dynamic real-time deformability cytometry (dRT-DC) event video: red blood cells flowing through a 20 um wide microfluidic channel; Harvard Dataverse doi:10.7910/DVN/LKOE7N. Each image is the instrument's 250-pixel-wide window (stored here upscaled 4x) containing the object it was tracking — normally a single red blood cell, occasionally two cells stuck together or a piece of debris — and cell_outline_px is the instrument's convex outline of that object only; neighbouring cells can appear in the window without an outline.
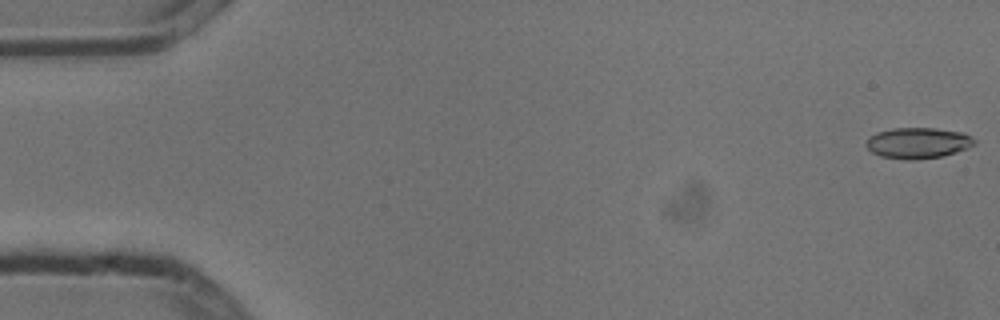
{"species": "common noctule bat (a hibernating species)", "species_latin": "Nyctalus noctula", "temperature_condition": "cold", "stored_images_in_passage": 5, "camera_frame_rate_fps": 3000, "um_per_image_px": 0.085, "animal": {"sex": "male", "body_mass_g": 13.3}, "frame": {"image": 1, "passage_image": 1, "time_ms": 0.0, "image_size_px": [1000, 320], "cell_outline_px": [[976, 144], [968, 148], [944, 156], [916, 160], [904, 160], [880, 156], [872, 152], [864, 144], [868, 136], [876, 132], [892, 128], [932, 128], [964, 132], [976, 140]], "centroid_in_image_um": [78.01, 12.16], "position_along_channel_um": 7.0, "area_um2": 19.83}}
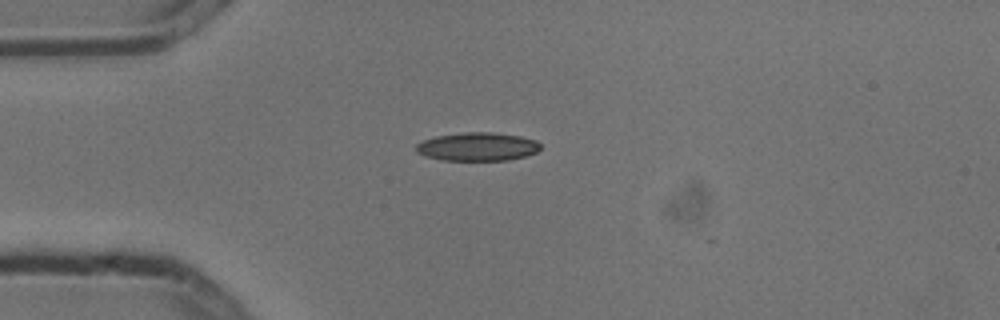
{"frame": {"image": 2, "passage_image": 4, "time_ms": 1.0, "image_size_px": [1000, 320], "cell_outline_px": [[540, 148], [536, 152], [524, 156], [508, 160], [444, 160], [424, 156], [416, 152], [416, 144], [424, 140], [436, 136], [464, 132], [492, 132], [520, 136], [536, 140], [540, 144]], "centroid_in_image_um": [40.57, 12.46], "position_along_channel_um": 44.4, "area_um2": 20.52}}